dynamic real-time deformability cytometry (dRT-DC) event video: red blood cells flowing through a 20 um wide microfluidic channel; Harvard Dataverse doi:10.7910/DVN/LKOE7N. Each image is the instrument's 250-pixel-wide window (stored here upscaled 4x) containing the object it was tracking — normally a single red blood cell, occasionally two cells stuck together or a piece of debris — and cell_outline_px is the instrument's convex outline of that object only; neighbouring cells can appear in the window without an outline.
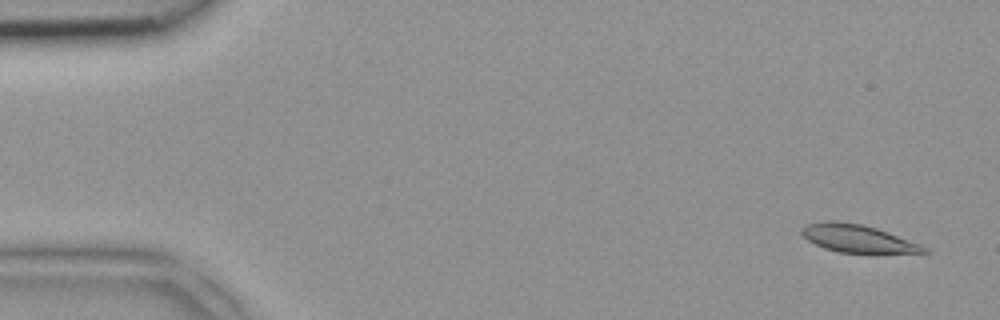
{"species": "common noctule bat (a hibernating species)", "species_latin": "Nyctalus noctula", "temperature_condition": "room temperature", "stored_images_in_passage": 3, "camera_frame_rate_fps": 3000, "um_per_image_px": 0.085, "animal": {"sex": "female", "body_mass_g": 18.4}, "frame": {"image": 1, "passage_image": 1, "time_ms": 0.0, "image_size_px": [1000, 320], "cell_outline_px": [[928, 252], [872, 256], [836, 252], [824, 248], [808, 240], [800, 232], [800, 228], [804, 224], [828, 220], [836, 220], [864, 224], [876, 228], [920, 244], [928, 248]], "centroid_in_image_um": [72.93, 20.32], "position_along_channel_um": 12.1, "area_um2": 20.87}}
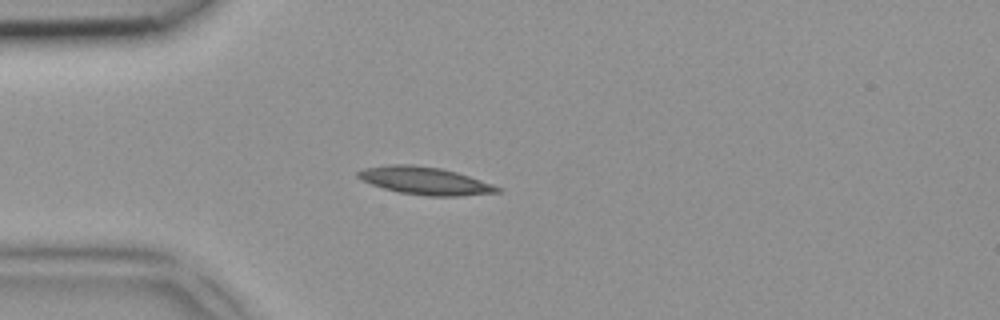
{"frame": {"image": 2, "passage_image": 3, "time_ms": 0.667, "image_size_px": [1000, 320], "cell_outline_px": [[500, 192], [460, 196], [428, 196], [400, 192], [384, 188], [372, 184], [356, 176], [356, 172], [364, 168], [392, 164], [412, 164], [440, 168], [456, 172], [492, 184], [500, 188]], "centroid_in_image_um": [36.11, 15.36], "position_along_channel_um": 48.9, "area_um2": 22.14}}